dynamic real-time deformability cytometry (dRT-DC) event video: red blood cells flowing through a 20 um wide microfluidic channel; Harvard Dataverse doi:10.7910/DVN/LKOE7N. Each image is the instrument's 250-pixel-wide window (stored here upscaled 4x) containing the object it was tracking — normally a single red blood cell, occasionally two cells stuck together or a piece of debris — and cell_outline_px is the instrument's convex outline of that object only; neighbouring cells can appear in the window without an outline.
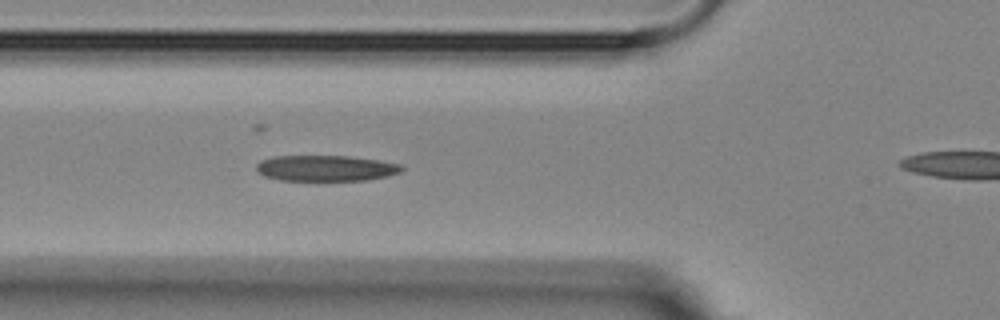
{"species": "Egyptian fruit bat (a non-hibernating species)", "species_latin": "Rousettus aegyptiacus", "temperature_condition": "room temperature", "stored_images_in_passage": 3, "segment_of_instrument_passage": [1, 2], "camera_frame_rate_fps": 3000, "um_per_image_px": 0.085, "animal": {"sex": "female"}, "frame": {"image": 1, "passage_image": 2, "time_ms": 1.0, "image_size_px": [1000, 320], "cell_outline_px": [[404, 168], [400, 172], [388, 176], [368, 180], [280, 180], [264, 176], [256, 168], [256, 164], [260, 160], [276, 156], [348, 156], [380, 160], [400, 164]], "centroid_in_image_um": [27.71, 14.29], "position_along_channel_um": 98.1, "area_um2": 21.85}}